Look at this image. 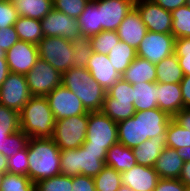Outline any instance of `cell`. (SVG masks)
Returning a JSON list of instances; mask_svg holds the SVG:
<instances>
[{
    "label": "cell",
    "instance_id": "cell-1",
    "mask_svg": "<svg viewBox=\"0 0 190 191\" xmlns=\"http://www.w3.org/2000/svg\"><path fill=\"white\" fill-rule=\"evenodd\" d=\"M60 173V149L52 138H29L28 177L32 182Z\"/></svg>",
    "mask_w": 190,
    "mask_h": 191
},
{
    "label": "cell",
    "instance_id": "cell-2",
    "mask_svg": "<svg viewBox=\"0 0 190 191\" xmlns=\"http://www.w3.org/2000/svg\"><path fill=\"white\" fill-rule=\"evenodd\" d=\"M62 85L72 91L88 112L101 111L106 91L84 67H72L62 74Z\"/></svg>",
    "mask_w": 190,
    "mask_h": 191
},
{
    "label": "cell",
    "instance_id": "cell-3",
    "mask_svg": "<svg viewBox=\"0 0 190 191\" xmlns=\"http://www.w3.org/2000/svg\"><path fill=\"white\" fill-rule=\"evenodd\" d=\"M20 128L29 138H51L55 118L45 96H32L19 112Z\"/></svg>",
    "mask_w": 190,
    "mask_h": 191
},
{
    "label": "cell",
    "instance_id": "cell-4",
    "mask_svg": "<svg viewBox=\"0 0 190 191\" xmlns=\"http://www.w3.org/2000/svg\"><path fill=\"white\" fill-rule=\"evenodd\" d=\"M107 150L77 149L60 150V173L70 177L79 174L95 177L105 166Z\"/></svg>",
    "mask_w": 190,
    "mask_h": 191
},
{
    "label": "cell",
    "instance_id": "cell-5",
    "mask_svg": "<svg viewBox=\"0 0 190 191\" xmlns=\"http://www.w3.org/2000/svg\"><path fill=\"white\" fill-rule=\"evenodd\" d=\"M118 143L117 123L102 111L88 113L85 149L108 150Z\"/></svg>",
    "mask_w": 190,
    "mask_h": 191
},
{
    "label": "cell",
    "instance_id": "cell-6",
    "mask_svg": "<svg viewBox=\"0 0 190 191\" xmlns=\"http://www.w3.org/2000/svg\"><path fill=\"white\" fill-rule=\"evenodd\" d=\"M88 113L57 120L52 139L60 150L77 149L86 140Z\"/></svg>",
    "mask_w": 190,
    "mask_h": 191
},
{
    "label": "cell",
    "instance_id": "cell-7",
    "mask_svg": "<svg viewBox=\"0 0 190 191\" xmlns=\"http://www.w3.org/2000/svg\"><path fill=\"white\" fill-rule=\"evenodd\" d=\"M73 45L63 37H44L38 44L39 58L61 74L73 67Z\"/></svg>",
    "mask_w": 190,
    "mask_h": 191
},
{
    "label": "cell",
    "instance_id": "cell-8",
    "mask_svg": "<svg viewBox=\"0 0 190 191\" xmlns=\"http://www.w3.org/2000/svg\"><path fill=\"white\" fill-rule=\"evenodd\" d=\"M25 76L32 96H46L62 85V74L41 58Z\"/></svg>",
    "mask_w": 190,
    "mask_h": 191
},
{
    "label": "cell",
    "instance_id": "cell-9",
    "mask_svg": "<svg viewBox=\"0 0 190 191\" xmlns=\"http://www.w3.org/2000/svg\"><path fill=\"white\" fill-rule=\"evenodd\" d=\"M175 37L172 34L147 31L136 55L157 64L174 53Z\"/></svg>",
    "mask_w": 190,
    "mask_h": 191
},
{
    "label": "cell",
    "instance_id": "cell-10",
    "mask_svg": "<svg viewBox=\"0 0 190 191\" xmlns=\"http://www.w3.org/2000/svg\"><path fill=\"white\" fill-rule=\"evenodd\" d=\"M31 97L26 76L10 72L0 87V104L20 112Z\"/></svg>",
    "mask_w": 190,
    "mask_h": 191
},
{
    "label": "cell",
    "instance_id": "cell-11",
    "mask_svg": "<svg viewBox=\"0 0 190 191\" xmlns=\"http://www.w3.org/2000/svg\"><path fill=\"white\" fill-rule=\"evenodd\" d=\"M55 121L89 113L81 100L68 88L60 85L45 96Z\"/></svg>",
    "mask_w": 190,
    "mask_h": 191
},
{
    "label": "cell",
    "instance_id": "cell-12",
    "mask_svg": "<svg viewBox=\"0 0 190 191\" xmlns=\"http://www.w3.org/2000/svg\"><path fill=\"white\" fill-rule=\"evenodd\" d=\"M40 23L44 37H63L72 42L81 35L77 19L54 8L40 20Z\"/></svg>",
    "mask_w": 190,
    "mask_h": 191
},
{
    "label": "cell",
    "instance_id": "cell-13",
    "mask_svg": "<svg viewBox=\"0 0 190 191\" xmlns=\"http://www.w3.org/2000/svg\"><path fill=\"white\" fill-rule=\"evenodd\" d=\"M142 22L148 31L172 34V14L152 0H135Z\"/></svg>",
    "mask_w": 190,
    "mask_h": 191
},
{
    "label": "cell",
    "instance_id": "cell-14",
    "mask_svg": "<svg viewBox=\"0 0 190 191\" xmlns=\"http://www.w3.org/2000/svg\"><path fill=\"white\" fill-rule=\"evenodd\" d=\"M5 58L10 72L26 75L39 58L38 45L19 40L6 52Z\"/></svg>",
    "mask_w": 190,
    "mask_h": 191
},
{
    "label": "cell",
    "instance_id": "cell-15",
    "mask_svg": "<svg viewBox=\"0 0 190 191\" xmlns=\"http://www.w3.org/2000/svg\"><path fill=\"white\" fill-rule=\"evenodd\" d=\"M134 4L135 0H99V26L103 31H116Z\"/></svg>",
    "mask_w": 190,
    "mask_h": 191
},
{
    "label": "cell",
    "instance_id": "cell-16",
    "mask_svg": "<svg viewBox=\"0 0 190 191\" xmlns=\"http://www.w3.org/2000/svg\"><path fill=\"white\" fill-rule=\"evenodd\" d=\"M160 177L153 167L136 164L121 173V183L134 191H154Z\"/></svg>",
    "mask_w": 190,
    "mask_h": 191
},
{
    "label": "cell",
    "instance_id": "cell-17",
    "mask_svg": "<svg viewBox=\"0 0 190 191\" xmlns=\"http://www.w3.org/2000/svg\"><path fill=\"white\" fill-rule=\"evenodd\" d=\"M86 68L92 75V79H95L106 92L122 78L106 54L92 52Z\"/></svg>",
    "mask_w": 190,
    "mask_h": 191
},
{
    "label": "cell",
    "instance_id": "cell-18",
    "mask_svg": "<svg viewBox=\"0 0 190 191\" xmlns=\"http://www.w3.org/2000/svg\"><path fill=\"white\" fill-rule=\"evenodd\" d=\"M147 31V27L142 22L141 16L135 7L125 16V19L116 30L119 39L132 46L135 50L139 47Z\"/></svg>",
    "mask_w": 190,
    "mask_h": 191
},
{
    "label": "cell",
    "instance_id": "cell-19",
    "mask_svg": "<svg viewBox=\"0 0 190 191\" xmlns=\"http://www.w3.org/2000/svg\"><path fill=\"white\" fill-rule=\"evenodd\" d=\"M158 108L173 117L184 107L180 83L156 82Z\"/></svg>",
    "mask_w": 190,
    "mask_h": 191
},
{
    "label": "cell",
    "instance_id": "cell-20",
    "mask_svg": "<svg viewBox=\"0 0 190 191\" xmlns=\"http://www.w3.org/2000/svg\"><path fill=\"white\" fill-rule=\"evenodd\" d=\"M171 119V116L158 107L141 111L142 142L166 133Z\"/></svg>",
    "mask_w": 190,
    "mask_h": 191
},
{
    "label": "cell",
    "instance_id": "cell-21",
    "mask_svg": "<svg viewBox=\"0 0 190 191\" xmlns=\"http://www.w3.org/2000/svg\"><path fill=\"white\" fill-rule=\"evenodd\" d=\"M165 147L166 133H163L142 142L135 148H132V152L138 165L154 167L157 158Z\"/></svg>",
    "mask_w": 190,
    "mask_h": 191
},
{
    "label": "cell",
    "instance_id": "cell-22",
    "mask_svg": "<svg viewBox=\"0 0 190 191\" xmlns=\"http://www.w3.org/2000/svg\"><path fill=\"white\" fill-rule=\"evenodd\" d=\"M185 161L177 154V149L165 147L154 164V169L163 179H179Z\"/></svg>",
    "mask_w": 190,
    "mask_h": 191
},
{
    "label": "cell",
    "instance_id": "cell-23",
    "mask_svg": "<svg viewBox=\"0 0 190 191\" xmlns=\"http://www.w3.org/2000/svg\"><path fill=\"white\" fill-rule=\"evenodd\" d=\"M118 143L135 148L142 143L141 111L117 123Z\"/></svg>",
    "mask_w": 190,
    "mask_h": 191
},
{
    "label": "cell",
    "instance_id": "cell-24",
    "mask_svg": "<svg viewBox=\"0 0 190 191\" xmlns=\"http://www.w3.org/2000/svg\"><path fill=\"white\" fill-rule=\"evenodd\" d=\"M156 66L145 58L137 56L122 74V79L130 84L156 82Z\"/></svg>",
    "mask_w": 190,
    "mask_h": 191
},
{
    "label": "cell",
    "instance_id": "cell-25",
    "mask_svg": "<svg viewBox=\"0 0 190 191\" xmlns=\"http://www.w3.org/2000/svg\"><path fill=\"white\" fill-rule=\"evenodd\" d=\"M105 164L122 173L137 163L131 148L116 143L107 150Z\"/></svg>",
    "mask_w": 190,
    "mask_h": 191
},
{
    "label": "cell",
    "instance_id": "cell-26",
    "mask_svg": "<svg viewBox=\"0 0 190 191\" xmlns=\"http://www.w3.org/2000/svg\"><path fill=\"white\" fill-rule=\"evenodd\" d=\"M155 66L157 71L156 82L158 83H180L184 77L177 56L174 53L165 57Z\"/></svg>",
    "mask_w": 190,
    "mask_h": 191
},
{
    "label": "cell",
    "instance_id": "cell-27",
    "mask_svg": "<svg viewBox=\"0 0 190 191\" xmlns=\"http://www.w3.org/2000/svg\"><path fill=\"white\" fill-rule=\"evenodd\" d=\"M81 35L91 37L100 33L99 26V0H91L77 19Z\"/></svg>",
    "mask_w": 190,
    "mask_h": 191
},
{
    "label": "cell",
    "instance_id": "cell-28",
    "mask_svg": "<svg viewBox=\"0 0 190 191\" xmlns=\"http://www.w3.org/2000/svg\"><path fill=\"white\" fill-rule=\"evenodd\" d=\"M135 111H143L158 107L156 82H143L133 85Z\"/></svg>",
    "mask_w": 190,
    "mask_h": 191
},
{
    "label": "cell",
    "instance_id": "cell-29",
    "mask_svg": "<svg viewBox=\"0 0 190 191\" xmlns=\"http://www.w3.org/2000/svg\"><path fill=\"white\" fill-rule=\"evenodd\" d=\"M14 27L20 41L38 45L44 38L40 20L18 16Z\"/></svg>",
    "mask_w": 190,
    "mask_h": 191
},
{
    "label": "cell",
    "instance_id": "cell-30",
    "mask_svg": "<svg viewBox=\"0 0 190 191\" xmlns=\"http://www.w3.org/2000/svg\"><path fill=\"white\" fill-rule=\"evenodd\" d=\"M15 7L18 16L41 20L53 9V0H18Z\"/></svg>",
    "mask_w": 190,
    "mask_h": 191
},
{
    "label": "cell",
    "instance_id": "cell-31",
    "mask_svg": "<svg viewBox=\"0 0 190 191\" xmlns=\"http://www.w3.org/2000/svg\"><path fill=\"white\" fill-rule=\"evenodd\" d=\"M136 57V50L121 40L111 49L108 54V58L112 66L121 75Z\"/></svg>",
    "mask_w": 190,
    "mask_h": 191
},
{
    "label": "cell",
    "instance_id": "cell-32",
    "mask_svg": "<svg viewBox=\"0 0 190 191\" xmlns=\"http://www.w3.org/2000/svg\"><path fill=\"white\" fill-rule=\"evenodd\" d=\"M101 111L116 123L132 117L136 112L133 103L118 102L107 93Z\"/></svg>",
    "mask_w": 190,
    "mask_h": 191
},
{
    "label": "cell",
    "instance_id": "cell-33",
    "mask_svg": "<svg viewBox=\"0 0 190 191\" xmlns=\"http://www.w3.org/2000/svg\"><path fill=\"white\" fill-rule=\"evenodd\" d=\"M20 129L19 112L0 104V153L5 138Z\"/></svg>",
    "mask_w": 190,
    "mask_h": 191
},
{
    "label": "cell",
    "instance_id": "cell-34",
    "mask_svg": "<svg viewBox=\"0 0 190 191\" xmlns=\"http://www.w3.org/2000/svg\"><path fill=\"white\" fill-rule=\"evenodd\" d=\"M94 182L96 191H117L122 185L121 173L106 165L94 177Z\"/></svg>",
    "mask_w": 190,
    "mask_h": 191
},
{
    "label": "cell",
    "instance_id": "cell-35",
    "mask_svg": "<svg viewBox=\"0 0 190 191\" xmlns=\"http://www.w3.org/2000/svg\"><path fill=\"white\" fill-rule=\"evenodd\" d=\"M172 35L177 38H190V7L181 6L171 12Z\"/></svg>",
    "mask_w": 190,
    "mask_h": 191
},
{
    "label": "cell",
    "instance_id": "cell-36",
    "mask_svg": "<svg viewBox=\"0 0 190 191\" xmlns=\"http://www.w3.org/2000/svg\"><path fill=\"white\" fill-rule=\"evenodd\" d=\"M166 146L177 150L190 146V131L171 119L166 129Z\"/></svg>",
    "mask_w": 190,
    "mask_h": 191
},
{
    "label": "cell",
    "instance_id": "cell-37",
    "mask_svg": "<svg viewBox=\"0 0 190 191\" xmlns=\"http://www.w3.org/2000/svg\"><path fill=\"white\" fill-rule=\"evenodd\" d=\"M73 45V67H87L88 61L93 52L91 42L88 36L80 35L76 40L72 41Z\"/></svg>",
    "mask_w": 190,
    "mask_h": 191
},
{
    "label": "cell",
    "instance_id": "cell-38",
    "mask_svg": "<svg viewBox=\"0 0 190 191\" xmlns=\"http://www.w3.org/2000/svg\"><path fill=\"white\" fill-rule=\"evenodd\" d=\"M93 52L108 55L111 49L119 43L120 39L116 31H101L89 37Z\"/></svg>",
    "mask_w": 190,
    "mask_h": 191
},
{
    "label": "cell",
    "instance_id": "cell-39",
    "mask_svg": "<svg viewBox=\"0 0 190 191\" xmlns=\"http://www.w3.org/2000/svg\"><path fill=\"white\" fill-rule=\"evenodd\" d=\"M0 191H35V183L26 175L6 172Z\"/></svg>",
    "mask_w": 190,
    "mask_h": 191
},
{
    "label": "cell",
    "instance_id": "cell-40",
    "mask_svg": "<svg viewBox=\"0 0 190 191\" xmlns=\"http://www.w3.org/2000/svg\"><path fill=\"white\" fill-rule=\"evenodd\" d=\"M35 191H72V177L59 174L35 183Z\"/></svg>",
    "mask_w": 190,
    "mask_h": 191
},
{
    "label": "cell",
    "instance_id": "cell-41",
    "mask_svg": "<svg viewBox=\"0 0 190 191\" xmlns=\"http://www.w3.org/2000/svg\"><path fill=\"white\" fill-rule=\"evenodd\" d=\"M29 136L21 129L8 135L2 143V154L7 158L27 146Z\"/></svg>",
    "mask_w": 190,
    "mask_h": 191
},
{
    "label": "cell",
    "instance_id": "cell-42",
    "mask_svg": "<svg viewBox=\"0 0 190 191\" xmlns=\"http://www.w3.org/2000/svg\"><path fill=\"white\" fill-rule=\"evenodd\" d=\"M174 54L177 56L184 76L190 75V38L175 39Z\"/></svg>",
    "mask_w": 190,
    "mask_h": 191
},
{
    "label": "cell",
    "instance_id": "cell-43",
    "mask_svg": "<svg viewBox=\"0 0 190 191\" xmlns=\"http://www.w3.org/2000/svg\"><path fill=\"white\" fill-rule=\"evenodd\" d=\"M106 93L118 102L134 103L135 101L133 85L122 78L118 80Z\"/></svg>",
    "mask_w": 190,
    "mask_h": 191
},
{
    "label": "cell",
    "instance_id": "cell-44",
    "mask_svg": "<svg viewBox=\"0 0 190 191\" xmlns=\"http://www.w3.org/2000/svg\"><path fill=\"white\" fill-rule=\"evenodd\" d=\"M90 0H53V8L69 17L76 18L85 9Z\"/></svg>",
    "mask_w": 190,
    "mask_h": 191
},
{
    "label": "cell",
    "instance_id": "cell-45",
    "mask_svg": "<svg viewBox=\"0 0 190 191\" xmlns=\"http://www.w3.org/2000/svg\"><path fill=\"white\" fill-rule=\"evenodd\" d=\"M8 172L28 176V143L25 148L7 158Z\"/></svg>",
    "mask_w": 190,
    "mask_h": 191
},
{
    "label": "cell",
    "instance_id": "cell-46",
    "mask_svg": "<svg viewBox=\"0 0 190 191\" xmlns=\"http://www.w3.org/2000/svg\"><path fill=\"white\" fill-rule=\"evenodd\" d=\"M17 18L15 4L0 0V29L14 26Z\"/></svg>",
    "mask_w": 190,
    "mask_h": 191
},
{
    "label": "cell",
    "instance_id": "cell-47",
    "mask_svg": "<svg viewBox=\"0 0 190 191\" xmlns=\"http://www.w3.org/2000/svg\"><path fill=\"white\" fill-rule=\"evenodd\" d=\"M18 41L19 37L14 26L0 29V48L4 52H7Z\"/></svg>",
    "mask_w": 190,
    "mask_h": 191
},
{
    "label": "cell",
    "instance_id": "cell-48",
    "mask_svg": "<svg viewBox=\"0 0 190 191\" xmlns=\"http://www.w3.org/2000/svg\"><path fill=\"white\" fill-rule=\"evenodd\" d=\"M72 191H96L94 178L82 174L72 177Z\"/></svg>",
    "mask_w": 190,
    "mask_h": 191
},
{
    "label": "cell",
    "instance_id": "cell-49",
    "mask_svg": "<svg viewBox=\"0 0 190 191\" xmlns=\"http://www.w3.org/2000/svg\"><path fill=\"white\" fill-rule=\"evenodd\" d=\"M186 185L179 179L160 178L154 191H185Z\"/></svg>",
    "mask_w": 190,
    "mask_h": 191
},
{
    "label": "cell",
    "instance_id": "cell-50",
    "mask_svg": "<svg viewBox=\"0 0 190 191\" xmlns=\"http://www.w3.org/2000/svg\"><path fill=\"white\" fill-rule=\"evenodd\" d=\"M172 119L181 127L190 131V107H185L176 113Z\"/></svg>",
    "mask_w": 190,
    "mask_h": 191
},
{
    "label": "cell",
    "instance_id": "cell-51",
    "mask_svg": "<svg viewBox=\"0 0 190 191\" xmlns=\"http://www.w3.org/2000/svg\"><path fill=\"white\" fill-rule=\"evenodd\" d=\"M180 86L184 107H190V75L183 77Z\"/></svg>",
    "mask_w": 190,
    "mask_h": 191
},
{
    "label": "cell",
    "instance_id": "cell-52",
    "mask_svg": "<svg viewBox=\"0 0 190 191\" xmlns=\"http://www.w3.org/2000/svg\"><path fill=\"white\" fill-rule=\"evenodd\" d=\"M163 9L172 12L177 8L186 5L187 0H152Z\"/></svg>",
    "mask_w": 190,
    "mask_h": 191
},
{
    "label": "cell",
    "instance_id": "cell-53",
    "mask_svg": "<svg viewBox=\"0 0 190 191\" xmlns=\"http://www.w3.org/2000/svg\"><path fill=\"white\" fill-rule=\"evenodd\" d=\"M5 54L6 52L0 48V87L10 73Z\"/></svg>",
    "mask_w": 190,
    "mask_h": 191
},
{
    "label": "cell",
    "instance_id": "cell-54",
    "mask_svg": "<svg viewBox=\"0 0 190 191\" xmlns=\"http://www.w3.org/2000/svg\"><path fill=\"white\" fill-rule=\"evenodd\" d=\"M179 180L182 181L187 188H190V161L184 163Z\"/></svg>",
    "mask_w": 190,
    "mask_h": 191
},
{
    "label": "cell",
    "instance_id": "cell-55",
    "mask_svg": "<svg viewBox=\"0 0 190 191\" xmlns=\"http://www.w3.org/2000/svg\"><path fill=\"white\" fill-rule=\"evenodd\" d=\"M177 154L186 162L190 161V146L182 147L177 150Z\"/></svg>",
    "mask_w": 190,
    "mask_h": 191
},
{
    "label": "cell",
    "instance_id": "cell-56",
    "mask_svg": "<svg viewBox=\"0 0 190 191\" xmlns=\"http://www.w3.org/2000/svg\"><path fill=\"white\" fill-rule=\"evenodd\" d=\"M0 172H8L7 157L0 153Z\"/></svg>",
    "mask_w": 190,
    "mask_h": 191
},
{
    "label": "cell",
    "instance_id": "cell-57",
    "mask_svg": "<svg viewBox=\"0 0 190 191\" xmlns=\"http://www.w3.org/2000/svg\"><path fill=\"white\" fill-rule=\"evenodd\" d=\"M117 191H134L133 189L129 188L126 185H121Z\"/></svg>",
    "mask_w": 190,
    "mask_h": 191
},
{
    "label": "cell",
    "instance_id": "cell-58",
    "mask_svg": "<svg viewBox=\"0 0 190 191\" xmlns=\"http://www.w3.org/2000/svg\"><path fill=\"white\" fill-rule=\"evenodd\" d=\"M5 173L0 172V190H1V184H2V179Z\"/></svg>",
    "mask_w": 190,
    "mask_h": 191
},
{
    "label": "cell",
    "instance_id": "cell-59",
    "mask_svg": "<svg viewBox=\"0 0 190 191\" xmlns=\"http://www.w3.org/2000/svg\"><path fill=\"white\" fill-rule=\"evenodd\" d=\"M4 1L15 4L18 0H4Z\"/></svg>",
    "mask_w": 190,
    "mask_h": 191
},
{
    "label": "cell",
    "instance_id": "cell-60",
    "mask_svg": "<svg viewBox=\"0 0 190 191\" xmlns=\"http://www.w3.org/2000/svg\"><path fill=\"white\" fill-rule=\"evenodd\" d=\"M186 5H187L188 7H190V0H187V1H186Z\"/></svg>",
    "mask_w": 190,
    "mask_h": 191
}]
</instances>
